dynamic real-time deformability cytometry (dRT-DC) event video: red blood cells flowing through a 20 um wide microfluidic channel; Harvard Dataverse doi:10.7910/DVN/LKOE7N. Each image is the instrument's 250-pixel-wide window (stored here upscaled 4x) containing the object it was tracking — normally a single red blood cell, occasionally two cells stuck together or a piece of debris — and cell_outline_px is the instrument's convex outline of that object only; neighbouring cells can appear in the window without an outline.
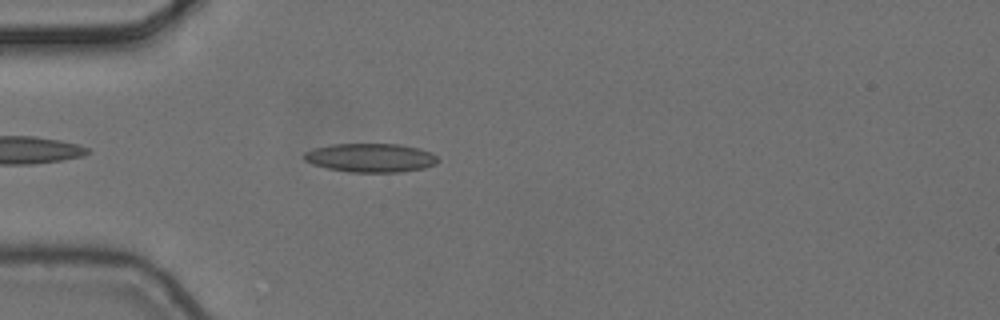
{"species": "common noctule bat (a hibernating species)", "species_latin": "Nyctalus noctula", "temperature_condition": "cold", "stored_images_in_passage": 3, "camera_frame_rate_fps": 3000, "um_per_image_px": 0.085, "animal": {"sex": "female", "body_mass_g": 24.6, "forearm_length_mm": 56.2}, "frame": {"image": 1, "passage_image": 3, "time_ms": 0.667, "image_size_px": [1000, 320], "cell_outline_px": [[440, 160], [436, 164], [424, 168], [400, 172], [348, 172], [328, 168], [312, 164], [304, 160], [304, 152], [312, 148], [332, 144], [400, 144], [420, 148], [432, 152]], "centroid_in_image_um": [31.52, 13.4], "position_along_channel_um": 53.5, "area_um2": 22.66}}